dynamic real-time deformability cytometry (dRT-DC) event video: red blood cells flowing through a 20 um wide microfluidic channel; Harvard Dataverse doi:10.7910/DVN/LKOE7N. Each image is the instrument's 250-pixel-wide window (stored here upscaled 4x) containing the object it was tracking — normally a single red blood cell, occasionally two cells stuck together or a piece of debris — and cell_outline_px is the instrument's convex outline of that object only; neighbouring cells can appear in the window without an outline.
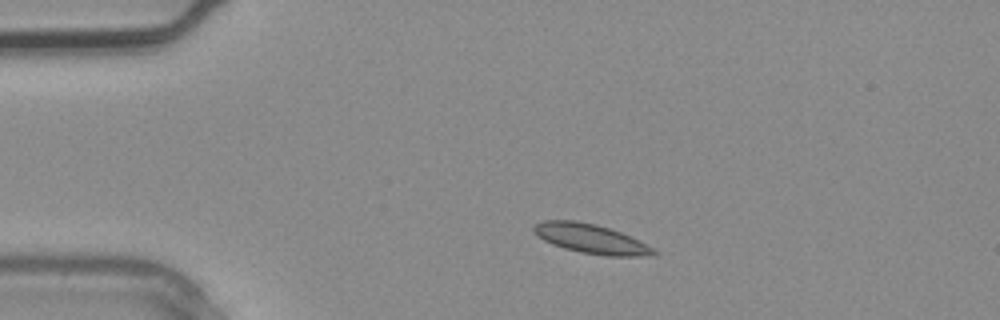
{"species": "common noctule bat (a hibernating species)", "species_latin": "Nyctalus noctula", "temperature_condition": "warm", "stored_images_in_passage": 2, "camera_frame_rate_fps": 3000, "um_per_image_px": 0.085, "animal": {"sex": "male", "body_mass_g": 20.4}, "frame": {"image": 1, "passage_image": 1, "time_ms": 0.0, "image_size_px": [1000, 320], "cell_outline_px": [[660, 252], [656, 256], [608, 256], [580, 252], [564, 248], [552, 244], [536, 236], [532, 228], [536, 224], [544, 220], [576, 220], [596, 224], [620, 232], [656, 248]], "centroid_in_image_um": [50.27, 20.3], "position_along_channel_um": 34.7, "area_um2": 20.69}}
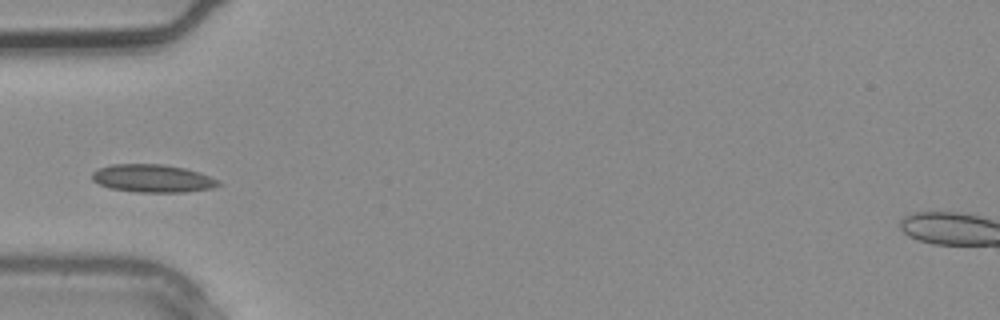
{"frame": {"image": 2, "passage_image": 2, "time_ms": 0.333, "image_size_px": [1000, 320], "cell_outline_px": [[224, 184], [212, 188], [184, 192], [136, 192], [108, 188], [92, 180], [92, 172], [96, 168], [112, 164], [164, 164], [184, 168], [200, 172], [220, 180]], "centroid_in_image_um": [12.98, 15.16], "position_along_channel_um": 72.0, "area_um2": 20.81}}